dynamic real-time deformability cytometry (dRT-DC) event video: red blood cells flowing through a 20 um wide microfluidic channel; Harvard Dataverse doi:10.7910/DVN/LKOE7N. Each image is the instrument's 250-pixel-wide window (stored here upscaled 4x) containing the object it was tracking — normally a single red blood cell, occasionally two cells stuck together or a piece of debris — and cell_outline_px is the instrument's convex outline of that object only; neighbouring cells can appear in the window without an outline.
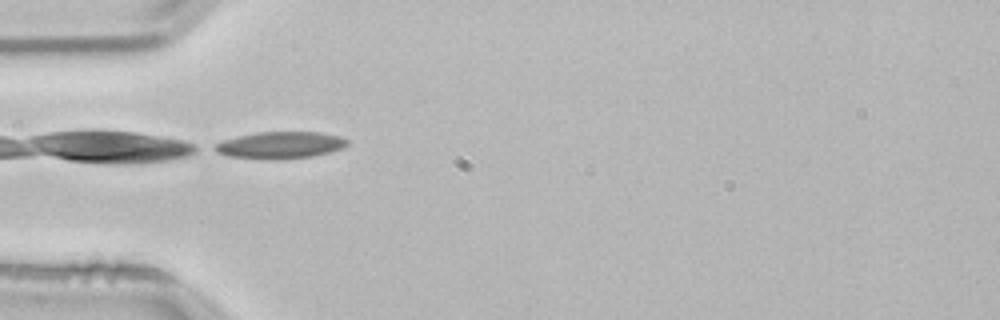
{"species": "common noctule bat (a hibernating species)", "species_latin": "Nyctalus noctula", "temperature_condition": "room temperature", "stored_images_in_passage": 21, "camera_frame_rate_fps": 3000, "um_per_image_px": 0.085, "animal": {"sex": "male", "body_mass_g": 21.5, "forearm_length_mm": 52.0}, "frame": {"image": 1, "passage_image": 1, "time_ms": 0.0, "image_size_px": [1000, 320], "cell_outline_px": [[348, 144], [340, 148], [328, 152], [312, 156], [284, 160], [264, 160], [228, 156], [216, 152], [208, 148], [224, 140], [240, 136], [260, 132], [320, 132], [340, 136], [348, 140]], "centroid_in_image_um": [23.77, 12.35], "position_along_channel_um": 61.2, "area_um2": 20.92}}